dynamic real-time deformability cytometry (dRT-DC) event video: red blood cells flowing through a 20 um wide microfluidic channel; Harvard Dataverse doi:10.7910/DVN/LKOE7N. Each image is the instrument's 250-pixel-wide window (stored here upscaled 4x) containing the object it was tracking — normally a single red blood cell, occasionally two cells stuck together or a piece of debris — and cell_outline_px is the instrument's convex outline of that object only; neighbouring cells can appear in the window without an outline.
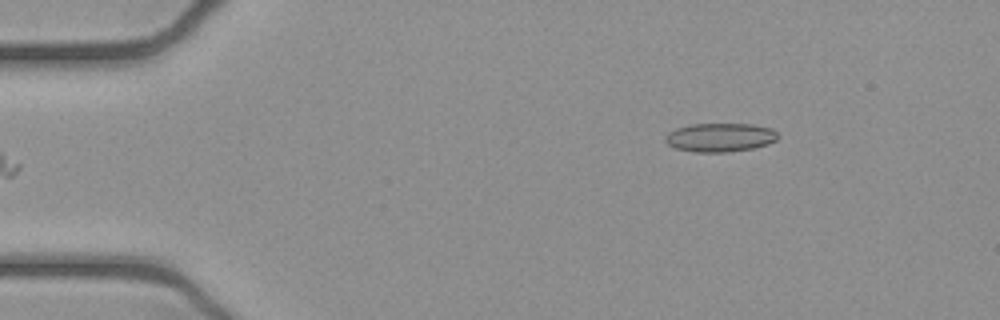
{"species": "common noctule bat (a hibernating species)", "species_latin": "Nyctalus noctula", "temperature_condition": "cold", "stored_images_in_passage": 45, "camera_frame_rate_fps": 3000, "um_per_image_px": 0.085, "animal": {"sex": "female", "body_mass_g": 21.9}, "frame": {"image": 1, "passage_image": 1, "time_ms": 0.0, "image_size_px": [1000, 320], "cell_outline_px": [[780, 136], [776, 140], [768, 144], [752, 148], [728, 152], [696, 152], [676, 148], [668, 144], [664, 140], [664, 136], [668, 132], [676, 128], [692, 124], [752, 124], [772, 128]], "centroid_in_image_um": [61.21, 11.67], "position_along_channel_um": 23.8, "area_um2": 18.9}}
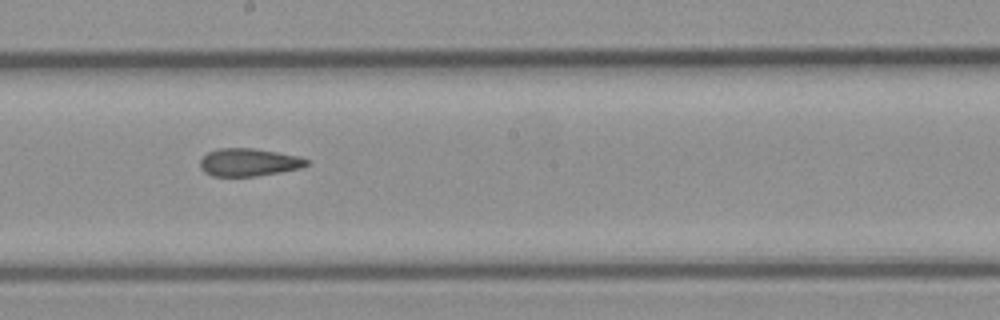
{"frame": {"image": 2, "passage_image": 22, "time_ms": 7.0, "image_size_px": [1000, 320], "cell_outline_px": [[308, 164], [300, 168], [280, 172], [256, 176], [212, 176], [204, 172], [200, 168], [200, 160], [208, 152], [216, 148], [252, 148], [300, 156], [308, 160]], "centroid_in_image_um": [21.12, 13.79], "position_along_channel_um": 227.1, "area_um2": 17.22}}
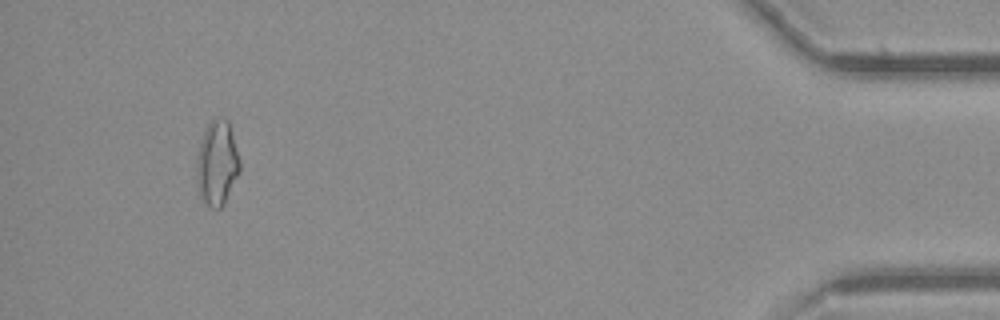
{"frame": {"image": 3, "passage_image": 42, "time_ms": 13.667, "image_size_px": [1000, 320], "cell_outline_px": [[240, 172], [224, 204], [220, 208], [208, 208], [200, 196], [196, 184], [196, 160], [200, 140], [208, 124], [212, 120], [220, 116], [228, 120], [240, 160]], "centroid_in_image_um": [18.44, 13.89], "position_along_channel_um": 416.8, "area_um2": 21.62}, "authors_computed_cell_mechanics": {"area_um2": 18.1492, "velocity_mm_per_s": 3.9402, "shape_relaxation_time_tau1_ms": null, "shape_relaxation_time_tau2_ms": 3.4735, "deformation_change_tau1": null, "deformation_change_tau2": 0.1167}}